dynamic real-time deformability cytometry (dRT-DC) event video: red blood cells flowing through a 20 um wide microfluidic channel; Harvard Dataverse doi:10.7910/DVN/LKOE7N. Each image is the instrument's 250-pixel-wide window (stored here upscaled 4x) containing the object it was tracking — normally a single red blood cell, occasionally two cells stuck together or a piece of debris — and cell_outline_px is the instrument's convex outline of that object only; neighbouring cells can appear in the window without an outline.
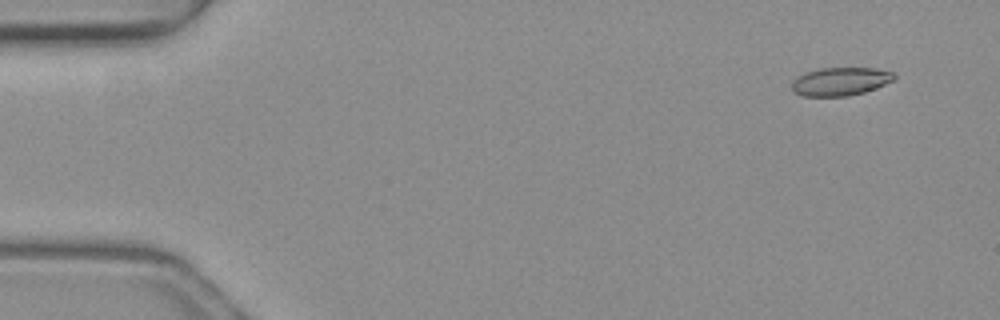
{"species": "common noctule bat (a hibernating species)", "species_latin": "Nyctalus noctula", "temperature_condition": "warm", "stored_images_in_passage": 49, "camera_frame_rate_fps": 3000, "um_per_image_px": 0.085, "animal": {"sex": "female", "body_mass_g": 19.3, "forearm_length_mm": 54.1}, "frame": {"image": 1, "passage_image": 1, "time_ms": 0.0, "image_size_px": [1000, 320], "cell_outline_px": [[896, 80], [876, 88], [864, 92], [848, 96], [804, 96], [792, 92], [792, 80], [808, 72], [820, 68], [876, 68], [892, 72], [896, 76]], "centroid_in_image_um": [71.46, 6.93], "position_along_channel_um": 13.5, "area_um2": 16.88}}
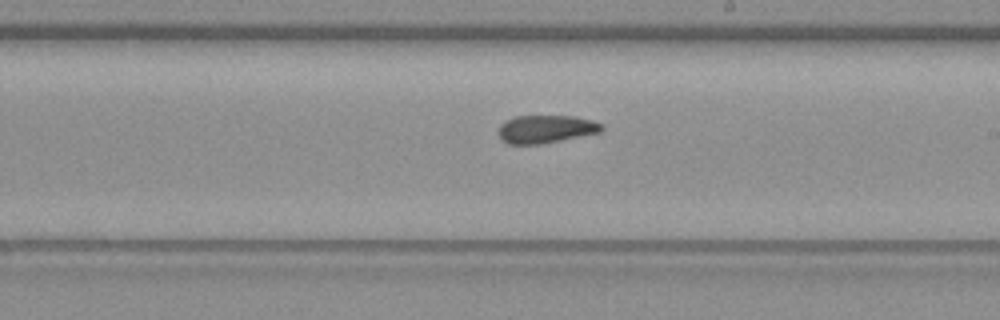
{"frame": {"image": 2, "passage_image": 27, "time_ms": 8.667, "image_size_px": [1000, 320], "cell_outline_px": [[604, 128], [600, 132], [540, 144], [508, 144], [500, 140], [496, 132], [500, 124], [504, 120], [516, 116], [572, 116], [592, 120], [604, 124]], "centroid_in_image_um": [46.33, 10.97], "position_along_channel_um": 242.7, "area_um2": 16.99}}
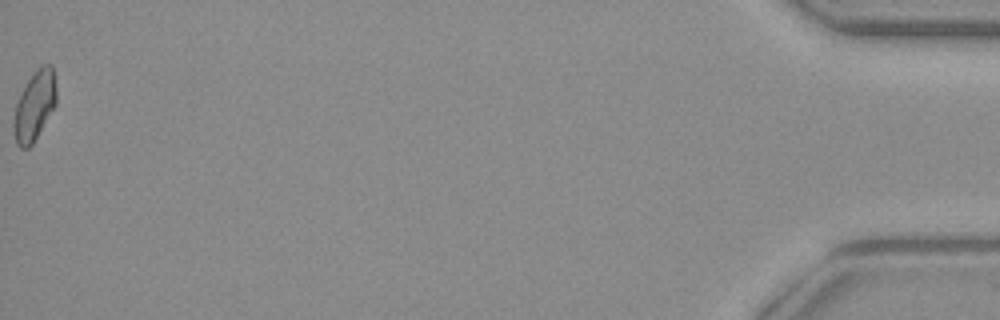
{"frame": {"image": 3, "passage_image": 49, "time_ms": 16.0, "image_size_px": [1000, 320], "cell_outline_px": [[56, 104], [32, 144], [28, 148], [20, 148], [16, 144], [12, 128], [12, 124], [16, 104], [20, 92], [28, 80], [40, 64], [52, 64], [56, 88]], "centroid_in_image_um": [2.91, 8.98], "position_along_channel_um": 432.3, "area_um2": 17.34}, "authors_computed_cell_mechanics": {"area_um2": 17.3978, "velocity_mm_per_s": 4.0307, "shape_relaxation_time_tau1_ms": null, "shape_relaxation_time_tau2_ms": 1.7627, "deformation_change_tau1": null, "deformation_change_tau2": 0.0725}}